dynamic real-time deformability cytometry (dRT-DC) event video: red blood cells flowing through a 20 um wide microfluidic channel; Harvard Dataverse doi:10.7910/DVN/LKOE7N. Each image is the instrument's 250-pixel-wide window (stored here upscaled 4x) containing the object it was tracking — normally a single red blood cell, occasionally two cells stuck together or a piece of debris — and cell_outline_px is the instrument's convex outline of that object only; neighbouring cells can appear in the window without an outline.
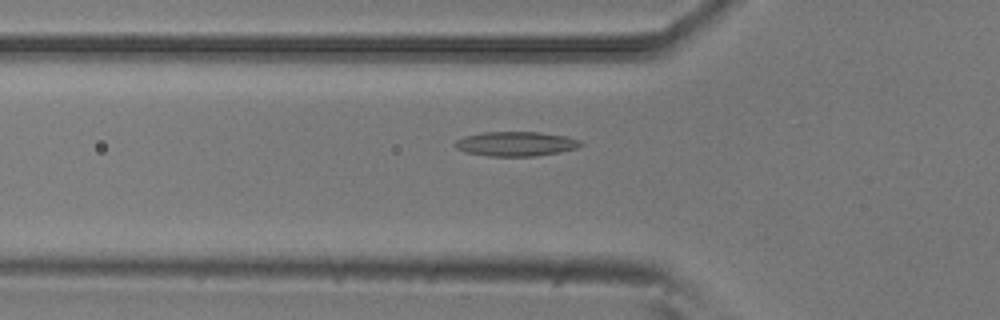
{"species": "common noctule bat (a hibernating species)", "species_latin": "Nyctalus noctula", "temperature_condition": "room temperature", "stored_images_in_passage": 17, "camera_frame_rate_fps": 3000, "um_per_image_px": 0.085, "animal": {"sex": "male", "body_mass_g": 20.5, "forearm_length_mm": 52.5}, "frame": {"image": 1, "passage_image": 7, "time_ms": 2.0, "image_size_px": [1000, 320], "cell_outline_px": [[584, 144], [576, 148], [560, 152], [536, 156], [488, 156], [464, 152], [456, 148], [452, 144], [456, 140], [464, 136], [484, 132], [540, 132], [568, 136], [580, 140]], "centroid_in_image_um": [43.84, 12.22], "position_along_channel_um": 82.0, "area_um2": 18.15}}
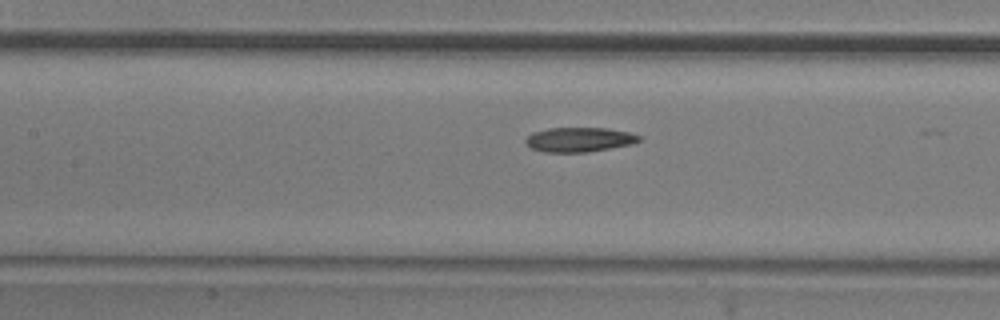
{"frame": {"image": 2, "passage_image": 13, "time_ms": 4.0, "image_size_px": [1000, 320], "cell_outline_px": [[640, 140], [632, 144], [588, 152], [544, 152], [532, 148], [524, 140], [532, 132], [548, 128], [608, 128], [628, 132], [640, 136]], "centroid_in_image_um": [49.23, 11.86], "position_along_channel_um": 158.2, "area_um2": 16.13}}
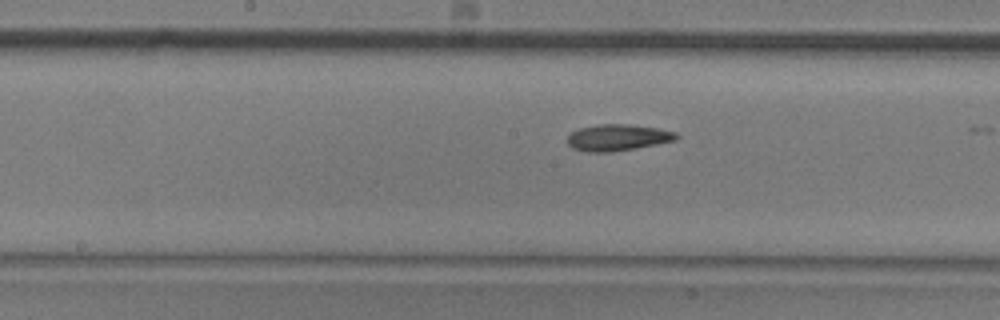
{"frame": {"image": 3, "passage_image": 16, "time_ms": 5.0, "image_size_px": [1000, 320], "cell_outline_px": [[680, 136], [676, 140], [636, 148], [612, 152], [588, 152], [572, 148], [568, 144], [568, 136], [572, 132], [580, 128], [600, 124], [628, 124], [656, 128], [676, 132]], "centroid_in_image_um": [52.51, 11.69], "position_along_channel_um": 195.7, "area_um2": 16.7}}